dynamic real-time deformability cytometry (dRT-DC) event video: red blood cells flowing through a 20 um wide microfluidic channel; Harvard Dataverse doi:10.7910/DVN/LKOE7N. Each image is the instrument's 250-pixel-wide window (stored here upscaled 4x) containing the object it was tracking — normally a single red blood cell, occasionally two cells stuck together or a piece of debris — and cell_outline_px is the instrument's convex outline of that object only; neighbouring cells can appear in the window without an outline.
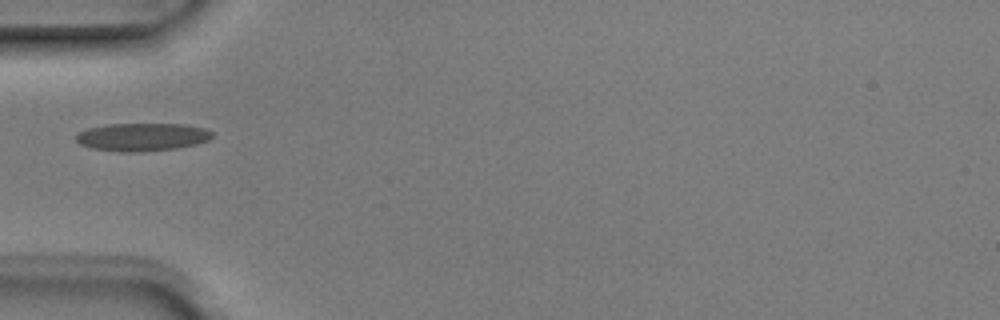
{"species": "Egyptian fruit bat (a non-hibernating species)", "species_latin": "Rousettus aegyptiacus", "temperature_condition": "room temperature", "stored_images_in_passage": 3, "camera_frame_rate_fps": 3000, "um_per_image_px": 0.085, "animal": {"sex": "male"}, "frame": {"image": 1, "passage_image": 3, "time_ms": 0.667, "image_size_px": [1000, 320], "cell_outline_px": [[212, 136], [208, 140], [196, 144], [176, 148], [144, 152], [120, 152], [92, 148], [80, 144], [76, 140], [76, 136], [80, 132], [88, 128], [108, 124], [184, 124], [204, 128], [212, 132]], "centroid_in_image_um": [12.08, 11.65], "position_along_channel_um": 72.9, "area_um2": 22.14}}